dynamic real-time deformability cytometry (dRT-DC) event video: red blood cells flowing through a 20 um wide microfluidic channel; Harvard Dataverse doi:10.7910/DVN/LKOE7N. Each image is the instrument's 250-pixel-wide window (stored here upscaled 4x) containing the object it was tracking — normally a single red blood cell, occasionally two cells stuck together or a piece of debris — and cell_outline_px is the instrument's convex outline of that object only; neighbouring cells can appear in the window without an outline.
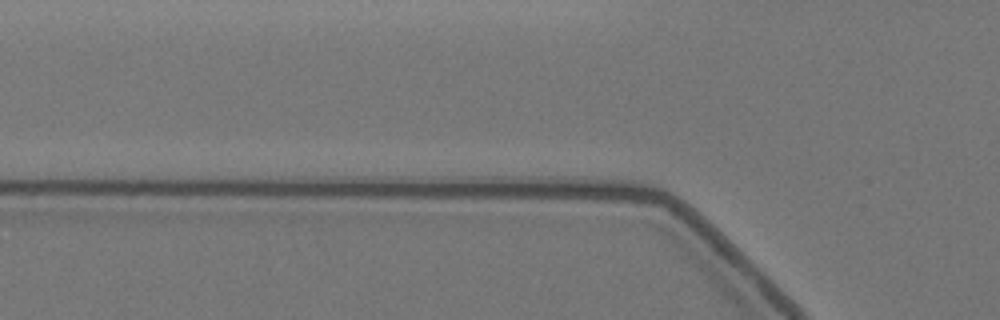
{"species": "Egyptian fruit bat (a non-hibernating species)", "species_latin": "Rousettus aegyptiacus", "temperature_condition": "warm", "stored_images_in_passage": 5, "camera_frame_rate_fps": 3000, "um_per_image_px": 0.085, "animal": {"sex": "female"}, "frame": {"image": 1, "passage_image": 3, "time_ms": 0.667, "image_size_px": [1000, 320], "cell_outline_px": [[348, 260], [328, 272], [124, 272], [112, 260], [112, 252], [296, 248], [340, 256]], "centroid_in_image_um": [19.37, 22.18], "position_along_channel_um": 106.4, "area_um2": 35.03}}
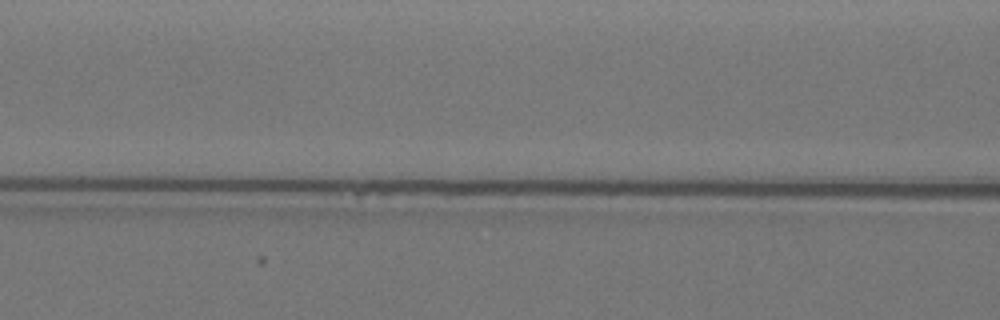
{"frame": {"image": 2, "passage_image": 4, "time_ms": 1.0, "image_size_px": [1000, 320], "cell_outline_px": [[272, 260], [264, 264], [56, 272], [48, 260], [48, 256], [60, 252], [256, 252]], "centroid_in_image_um": [12.7, 22.12], "position_along_channel_um": 153.9, "area_um2": 24.8}}